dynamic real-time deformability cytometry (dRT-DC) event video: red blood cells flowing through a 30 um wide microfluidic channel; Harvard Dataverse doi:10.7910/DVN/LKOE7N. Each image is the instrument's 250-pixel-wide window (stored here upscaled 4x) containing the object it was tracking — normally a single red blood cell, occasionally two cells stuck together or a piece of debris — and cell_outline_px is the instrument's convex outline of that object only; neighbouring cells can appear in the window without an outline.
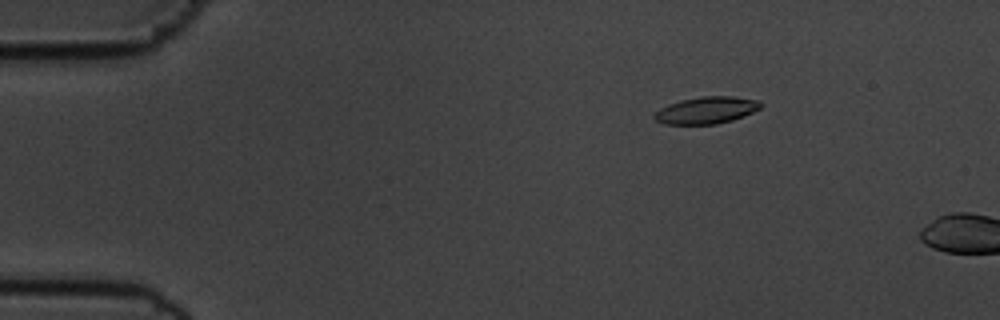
{"species": "common noctule bat (a hibernating species)", "species_latin": "Nyctalus noctula", "temperature_condition": "cold", "stored_images_in_passage": 4, "camera_frame_rate_fps": 3000, "um_per_image_px": 0.085, "animal": {"sex": "male", "body_mass_g": 19.5, "forearm_length_mm": 54.6}, "frame": {"image": 1, "passage_image": 1, "time_ms": 0.0, "image_size_px": [1000, 320], "cell_outline_px": [[764, 104], [760, 108], [752, 112], [732, 120], [716, 124], [664, 124], [652, 120], [652, 116], [660, 108], [668, 104], [680, 100], [700, 96], [732, 96], [760, 100]], "centroid_in_image_um": [60.02, 9.36], "position_along_channel_um": 25.0, "area_um2": 16.88}}